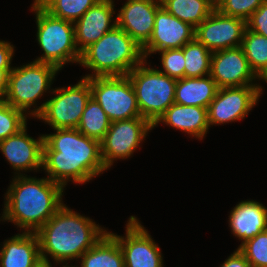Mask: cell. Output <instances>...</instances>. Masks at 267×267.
I'll list each match as a JSON object with an SVG mask.
<instances>
[{"instance_id":"obj_1","label":"cell","mask_w":267,"mask_h":267,"mask_svg":"<svg viewBox=\"0 0 267 267\" xmlns=\"http://www.w3.org/2000/svg\"><path fill=\"white\" fill-rule=\"evenodd\" d=\"M55 130L43 135L42 169L48 173L47 178L65 187L68 181L83 184L107 170L99 141L77 128Z\"/></svg>"},{"instance_id":"obj_2","label":"cell","mask_w":267,"mask_h":267,"mask_svg":"<svg viewBox=\"0 0 267 267\" xmlns=\"http://www.w3.org/2000/svg\"><path fill=\"white\" fill-rule=\"evenodd\" d=\"M18 173L6 192L3 220L24 232L36 233L64 204V187L49 178L26 177Z\"/></svg>"},{"instance_id":"obj_3","label":"cell","mask_w":267,"mask_h":267,"mask_svg":"<svg viewBox=\"0 0 267 267\" xmlns=\"http://www.w3.org/2000/svg\"><path fill=\"white\" fill-rule=\"evenodd\" d=\"M106 233L90 218L74 212L64 204L36 232L41 260L49 262L47 254L58 264L79 259Z\"/></svg>"},{"instance_id":"obj_4","label":"cell","mask_w":267,"mask_h":267,"mask_svg":"<svg viewBox=\"0 0 267 267\" xmlns=\"http://www.w3.org/2000/svg\"><path fill=\"white\" fill-rule=\"evenodd\" d=\"M142 47L117 25L81 53L80 65L92 70L84 76H127L144 61Z\"/></svg>"},{"instance_id":"obj_5","label":"cell","mask_w":267,"mask_h":267,"mask_svg":"<svg viewBox=\"0 0 267 267\" xmlns=\"http://www.w3.org/2000/svg\"><path fill=\"white\" fill-rule=\"evenodd\" d=\"M32 11L36 15L37 41L44 51L35 61L53 65L59 71L66 63H80L74 24L51 15L40 4L33 3Z\"/></svg>"},{"instance_id":"obj_6","label":"cell","mask_w":267,"mask_h":267,"mask_svg":"<svg viewBox=\"0 0 267 267\" xmlns=\"http://www.w3.org/2000/svg\"><path fill=\"white\" fill-rule=\"evenodd\" d=\"M144 64L147 65L146 60L133 68L127 76L135 90L141 117L153 125L175 103L177 79Z\"/></svg>"},{"instance_id":"obj_7","label":"cell","mask_w":267,"mask_h":267,"mask_svg":"<svg viewBox=\"0 0 267 267\" xmlns=\"http://www.w3.org/2000/svg\"><path fill=\"white\" fill-rule=\"evenodd\" d=\"M73 86L55 88L56 95L41 106L31 110L30 114L42 119L55 129L77 128L88 100L91 98L90 83L81 78Z\"/></svg>"},{"instance_id":"obj_8","label":"cell","mask_w":267,"mask_h":267,"mask_svg":"<svg viewBox=\"0 0 267 267\" xmlns=\"http://www.w3.org/2000/svg\"><path fill=\"white\" fill-rule=\"evenodd\" d=\"M59 70L50 64L33 61L21 67H13L8 76V88L4 101L23 113L30 112L36 100L50 90Z\"/></svg>"},{"instance_id":"obj_9","label":"cell","mask_w":267,"mask_h":267,"mask_svg":"<svg viewBox=\"0 0 267 267\" xmlns=\"http://www.w3.org/2000/svg\"><path fill=\"white\" fill-rule=\"evenodd\" d=\"M91 97L107 114L111 122L141 117L136 93L128 76L86 78Z\"/></svg>"},{"instance_id":"obj_10","label":"cell","mask_w":267,"mask_h":267,"mask_svg":"<svg viewBox=\"0 0 267 267\" xmlns=\"http://www.w3.org/2000/svg\"><path fill=\"white\" fill-rule=\"evenodd\" d=\"M152 129L153 125L143 117L111 122L100 142L105 168H110L116 159L129 158Z\"/></svg>"},{"instance_id":"obj_11","label":"cell","mask_w":267,"mask_h":267,"mask_svg":"<svg viewBox=\"0 0 267 267\" xmlns=\"http://www.w3.org/2000/svg\"><path fill=\"white\" fill-rule=\"evenodd\" d=\"M262 90L260 85L218 88L207 108L209 127L243 119L257 104Z\"/></svg>"},{"instance_id":"obj_12","label":"cell","mask_w":267,"mask_h":267,"mask_svg":"<svg viewBox=\"0 0 267 267\" xmlns=\"http://www.w3.org/2000/svg\"><path fill=\"white\" fill-rule=\"evenodd\" d=\"M110 234L119 243L125 267H163L160 248L135 216L128 220L125 237Z\"/></svg>"},{"instance_id":"obj_13","label":"cell","mask_w":267,"mask_h":267,"mask_svg":"<svg viewBox=\"0 0 267 267\" xmlns=\"http://www.w3.org/2000/svg\"><path fill=\"white\" fill-rule=\"evenodd\" d=\"M246 28L244 19L227 16L214 9L195 28V38L209 51L215 52L241 46Z\"/></svg>"},{"instance_id":"obj_14","label":"cell","mask_w":267,"mask_h":267,"mask_svg":"<svg viewBox=\"0 0 267 267\" xmlns=\"http://www.w3.org/2000/svg\"><path fill=\"white\" fill-rule=\"evenodd\" d=\"M210 76L218 88L258 86L241 46L212 52Z\"/></svg>"},{"instance_id":"obj_15","label":"cell","mask_w":267,"mask_h":267,"mask_svg":"<svg viewBox=\"0 0 267 267\" xmlns=\"http://www.w3.org/2000/svg\"><path fill=\"white\" fill-rule=\"evenodd\" d=\"M195 38V28L168 13L161 6L155 15V23L149 41L142 47L144 59L162 50L182 48Z\"/></svg>"},{"instance_id":"obj_16","label":"cell","mask_w":267,"mask_h":267,"mask_svg":"<svg viewBox=\"0 0 267 267\" xmlns=\"http://www.w3.org/2000/svg\"><path fill=\"white\" fill-rule=\"evenodd\" d=\"M161 0H127L116 16V24L143 47L150 39Z\"/></svg>"},{"instance_id":"obj_17","label":"cell","mask_w":267,"mask_h":267,"mask_svg":"<svg viewBox=\"0 0 267 267\" xmlns=\"http://www.w3.org/2000/svg\"><path fill=\"white\" fill-rule=\"evenodd\" d=\"M113 2V0L98 1L73 23L75 43L80 53L117 25L116 19L111 24L112 15L115 13Z\"/></svg>"},{"instance_id":"obj_18","label":"cell","mask_w":267,"mask_h":267,"mask_svg":"<svg viewBox=\"0 0 267 267\" xmlns=\"http://www.w3.org/2000/svg\"><path fill=\"white\" fill-rule=\"evenodd\" d=\"M26 125L16 134L0 142V150L14 171L42 168L44 137L37 140L27 135Z\"/></svg>"},{"instance_id":"obj_19","label":"cell","mask_w":267,"mask_h":267,"mask_svg":"<svg viewBox=\"0 0 267 267\" xmlns=\"http://www.w3.org/2000/svg\"><path fill=\"white\" fill-rule=\"evenodd\" d=\"M230 213V230L242 243L267 230V208L262 203L241 201Z\"/></svg>"},{"instance_id":"obj_20","label":"cell","mask_w":267,"mask_h":267,"mask_svg":"<svg viewBox=\"0 0 267 267\" xmlns=\"http://www.w3.org/2000/svg\"><path fill=\"white\" fill-rule=\"evenodd\" d=\"M165 123L196 137L203 139L209 129L207 108L173 103L153 124Z\"/></svg>"},{"instance_id":"obj_21","label":"cell","mask_w":267,"mask_h":267,"mask_svg":"<svg viewBox=\"0 0 267 267\" xmlns=\"http://www.w3.org/2000/svg\"><path fill=\"white\" fill-rule=\"evenodd\" d=\"M0 251V267H34L41 261L36 233L23 232L6 240Z\"/></svg>"},{"instance_id":"obj_22","label":"cell","mask_w":267,"mask_h":267,"mask_svg":"<svg viewBox=\"0 0 267 267\" xmlns=\"http://www.w3.org/2000/svg\"><path fill=\"white\" fill-rule=\"evenodd\" d=\"M218 91L210 75L205 77H184L177 79L175 103L208 108Z\"/></svg>"},{"instance_id":"obj_23","label":"cell","mask_w":267,"mask_h":267,"mask_svg":"<svg viewBox=\"0 0 267 267\" xmlns=\"http://www.w3.org/2000/svg\"><path fill=\"white\" fill-rule=\"evenodd\" d=\"M81 267H125L118 241L107 232L81 257Z\"/></svg>"},{"instance_id":"obj_24","label":"cell","mask_w":267,"mask_h":267,"mask_svg":"<svg viewBox=\"0 0 267 267\" xmlns=\"http://www.w3.org/2000/svg\"><path fill=\"white\" fill-rule=\"evenodd\" d=\"M161 5L168 13L194 28L215 9L208 0H161Z\"/></svg>"},{"instance_id":"obj_25","label":"cell","mask_w":267,"mask_h":267,"mask_svg":"<svg viewBox=\"0 0 267 267\" xmlns=\"http://www.w3.org/2000/svg\"><path fill=\"white\" fill-rule=\"evenodd\" d=\"M111 121L99 103L90 98L77 129L85 136L101 142L110 128Z\"/></svg>"},{"instance_id":"obj_26","label":"cell","mask_w":267,"mask_h":267,"mask_svg":"<svg viewBox=\"0 0 267 267\" xmlns=\"http://www.w3.org/2000/svg\"><path fill=\"white\" fill-rule=\"evenodd\" d=\"M185 58L184 77H204L210 75L211 56L209 51L196 38L182 47Z\"/></svg>"},{"instance_id":"obj_27","label":"cell","mask_w":267,"mask_h":267,"mask_svg":"<svg viewBox=\"0 0 267 267\" xmlns=\"http://www.w3.org/2000/svg\"><path fill=\"white\" fill-rule=\"evenodd\" d=\"M241 47L250 68L258 76L267 67V37L246 28Z\"/></svg>"},{"instance_id":"obj_28","label":"cell","mask_w":267,"mask_h":267,"mask_svg":"<svg viewBox=\"0 0 267 267\" xmlns=\"http://www.w3.org/2000/svg\"><path fill=\"white\" fill-rule=\"evenodd\" d=\"M98 1L100 0H42L39 4L51 15L74 23Z\"/></svg>"},{"instance_id":"obj_29","label":"cell","mask_w":267,"mask_h":267,"mask_svg":"<svg viewBox=\"0 0 267 267\" xmlns=\"http://www.w3.org/2000/svg\"><path fill=\"white\" fill-rule=\"evenodd\" d=\"M27 115L21 110L9 105L6 101L0 100V142L16 134L27 125Z\"/></svg>"},{"instance_id":"obj_30","label":"cell","mask_w":267,"mask_h":267,"mask_svg":"<svg viewBox=\"0 0 267 267\" xmlns=\"http://www.w3.org/2000/svg\"><path fill=\"white\" fill-rule=\"evenodd\" d=\"M238 250L252 267H267V230L241 243Z\"/></svg>"},{"instance_id":"obj_31","label":"cell","mask_w":267,"mask_h":267,"mask_svg":"<svg viewBox=\"0 0 267 267\" xmlns=\"http://www.w3.org/2000/svg\"><path fill=\"white\" fill-rule=\"evenodd\" d=\"M265 0H222L215 7L224 15L247 21Z\"/></svg>"},{"instance_id":"obj_32","label":"cell","mask_w":267,"mask_h":267,"mask_svg":"<svg viewBox=\"0 0 267 267\" xmlns=\"http://www.w3.org/2000/svg\"><path fill=\"white\" fill-rule=\"evenodd\" d=\"M161 54V73L175 79L184 78L185 58L182 48L159 51Z\"/></svg>"},{"instance_id":"obj_33","label":"cell","mask_w":267,"mask_h":267,"mask_svg":"<svg viewBox=\"0 0 267 267\" xmlns=\"http://www.w3.org/2000/svg\"><path fill=\"white\" fill-rule=\"evenodd\" d=\"M247 29L267 37V0L246 21Z\"/></svg>"},{"instance_id":"obj_34","label":"cell","mask_w":267,"mask_h":267,"mask_svg":"<svg viewBox=\"0 0 267 267\" xmlns=\"http://www.w3.org/2000/svg\"><path fill=\"white\" fill-rule=\"evenodd\" d=\"M14 54V46L10 42L0 40V69H13L11 60Z\"/></svg>"},{"instance_id":"obj_35","label":"cell","mask_w":267,"mask_h":267,"mask_svg":"<svg viewBox=\"0 0 267 267\" xmlns=\"http://www.w3.org/2000/svg\"><path fill=\"white\" fill-rule=\"evenodd\" d=\"M220 267H252L245 256L238 250L231 254Z\"/></svg>"},{"instance_id":"obj_36","label":"cell","mask_w":267,"mask_h":267,"mask_svg":"<svg viewBox=\"0 0 267 267\" xmlns=\"http://www.w3.org/2000/svg\"><path fill=\"white\" fill-rule=\"evenodd\" d=\"M12 69H0V100H3L8 88V76Z\"/></svg>"},{"instance_id":"obj_37","label":"cell","mask_w":267,"mask_h":267,"mask_svg":"<svg viewBox=\"0 0 267 267\" xmlns=\"http://www.w3.org/2000/svg\"><path fill=\"white\" fill-rule=\"evenodd\" d=\"M257 79L265 80L267 83V67L261 71V73L257 76Z\"/></svg>"},{"instance_id":"obj_38","label":"cell","mask_w":267,"mask_h":267,"mask_svg":"<svg viewBox=\"0 0 267 267\" xmlns=\"http://www.w3.org/2000/svg\"><path fill=\"white\" fill-rule=\"evenodd\" d=\"M34 267H52V264L50 263V261L48 262V261L41 260Z\"/></svg>"},{"instance_id":"obj_39","label":"cell","mask_w":267,"mask_h":267,"mask_svg":"<svg viewBox=\"0 0 267 267\" xmlns=\"http://www.w3.org/2000/svg\"><path fill=\"white\" fill-rule=\"evenodd\" d=\"M208 1L216 7L222 0H208Z\"/></svg>"},{"instance_id":"obj_40","label":"cell","mask_w":267,"mask_h":267,"mask_svg":"<svg viewBox=\"0 0 267 267\" xmlns=\"http://www.w3.org/2000/svg\"><path fill=\"white\" fill-rule=\"evenodd\" d=\"M68 263L66 262V265L64 264V265H62L63 267H75V266H69V265H67ZM79 267V266H78Z\"/></svg>"},{"instance_id":"obj_41","label":"cell","mask_w":267,"mask_h":267,"mask_svg":"<svg viewBox=\"0 0 267 267\" xmlns=\"http://www.w3.org/2000/svg\"><path fill=\"white\" fill-rule=\"evenodd\" d=\"M42 0H35L34 3L35 4H39Z\"/></svg>"}]
</instances>
